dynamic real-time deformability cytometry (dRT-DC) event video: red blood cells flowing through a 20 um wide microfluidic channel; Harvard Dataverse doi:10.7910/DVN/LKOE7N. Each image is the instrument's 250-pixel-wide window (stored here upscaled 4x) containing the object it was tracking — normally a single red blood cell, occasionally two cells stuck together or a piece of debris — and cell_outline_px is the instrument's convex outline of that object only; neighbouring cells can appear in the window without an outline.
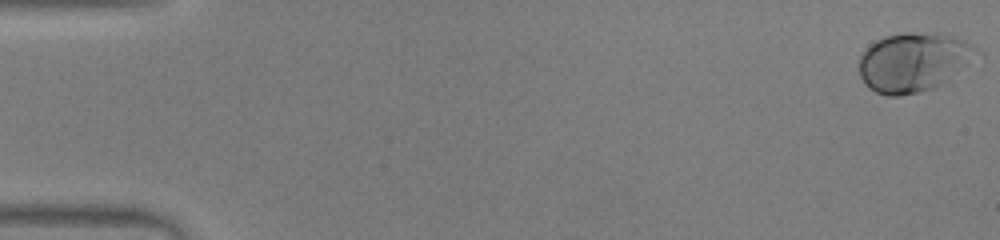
{"species": "human", "species_latin": "Homo sapiens", "temperature_condition": "warm", "stored_images_in_passage": 53, "camera_frame_rate_fps": 3000, "um_per_image_px": 0.085, "donor": {"sex": "male"}, "frame": {"image": 1, "passage_image": 1, "time_ms": 0.0, "image_size_px": [1000, 240], "cell_outline_px": [[972, 48], [940, 84], [936, 88], [920, 92], [900, 96], [888, 96], [876, 92], [868, 88], [864, 84], [860, 76], [860, 56], [876, 40], [884, 36], [908, 32], [940, 32], [964, 40]], "centroid_in_image_um": [77.41, 5.28], "position_along_channel_um": 7.6, "area_um2": 38.38}}
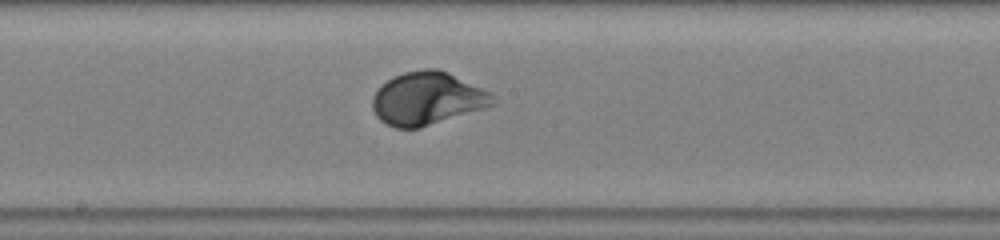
{"frame": {"image": 2, "passage_image": 29, "time_ms": 9.333, "image_size_px": [1000, 240], "cell_outline_px": [[500, 100], [496, 104], [420, 128], [396, 128], [380, 120], [376, 116], [372, 108], [372, 96], [376, 88], [380, 84], [392, 76], [404, 72], [424, 68], [440, 68], [492, 92]], "centroid_in_image_um": [36.33, 8.35], "position_along_channel_um": 211.9, "area_um2": 37.74}}
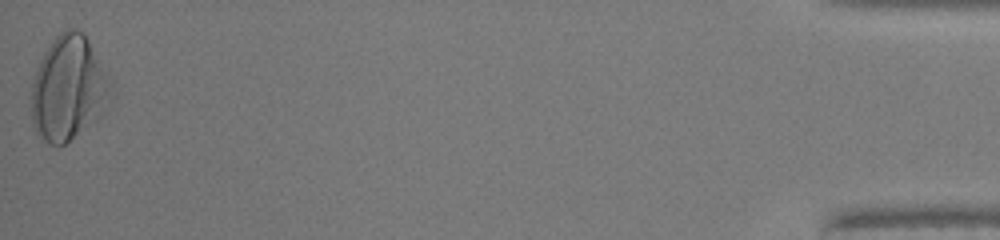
{"frame": {"image": 3, "passage_image": 53, "time_ms": 17.333, "image_size_px": [1000, 240], "cell_outline_px": [[108, 80], [100, 116], [64, 144], [48, 144], [36, 132], [32, 124], [32, 84], [40, 60], [44, 52], [52, 40], [60, 32], [68, 28], [76, 28], [84, 32]], "centroid_in_image_um": [5.72, 7.48], "position_along_channel_um": 429.5, "area_um2": 46.47}, "authors_computed_cell_mechanics": {"area_um2": 36.0672, "velocity_mm_per_s": 3.9105, "shape_relaxation_time_tau1_ms": 2.8443, "shape_relaxation_time_tau2_ms": null, "deformation_change_tau1": 0.1609, "deformation_change_tau2": null}}